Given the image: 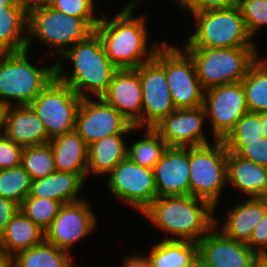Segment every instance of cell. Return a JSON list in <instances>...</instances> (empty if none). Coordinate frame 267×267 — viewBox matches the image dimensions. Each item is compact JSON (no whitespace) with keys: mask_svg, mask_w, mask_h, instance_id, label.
Listing matches in <instances>:
<instances>
[{"mask_svg":"<svg viewBox=\"0 0 267 267\" xmlns=\"http://www.w3.org/2000/svg\"><path fill=\"white\" fill-rule=\"evenodd\" d=\"M90 202L81 200L62 204L50 227L45 231V240L56 247L72 253L71 249L93 234L98 218Z\"/></svg>","mask_w":267,"mask_h":267,"instance_id":"9a60e30c","label":"cell"},{"mask_svg":"<svg viewBox=\"0 0 267 267\" xmlns=\"http://www.w3.org/2000/svg\"><path fill=\"white\" fill-rule=\"evenodd\" d=\"M198 254V242L161 239L144 256L152 267H188Z\"/></svg>","mask_w":267,"mask_h":267,"instance_id":"4316f807","label":"cell"},{"mask_svg":"<svg viewBox=\"0 0 267 267\" xmlns=\"http://www.w3.org/2000/svg\"><path fill=\"white\" fill-rule=\"evenodd\" d=\"M264 138L259 112H247L222 141H255Z\"/></svg>","mask_w":267,"mask_h":267,"instance_id":"8d00e7d4","label":"cell"},{"mask_svg":"<svg viewBox=\"0 0 267 267\" xmlns=\"http://www.w3.org/2000/svg\"><path fill=\"white\" fill-rule=\"evenodd\" d=\"M135 127L114 107L100 98H82L76 114L75 131L88 146L113 134H135Z\"/></svg>","mask_w":267,"mask_h":267,"instance_id":"4fadbf2b","label":"cell"},{"mask_svg":"<svg viewBox=\"0 0 267 267\" xmlns=\"http://www.w3.org/2000/svg\"><path fill=\"white\" fill-rule=\"evenodd\" d=\"M227 151L267 167V138L255 141H223Z\"/></svg>","mask_w":267,"mask_h":267,"instance_id":"d590c367","label":"cell"},{"mask_svg":"<svg viewBox=\"0 0 267 267\" xmlns=\"http://www.w3.org/2000/svg\"><path fill=\"white\" fill-rule=\"evenodd\" d=\"M142 89V128H153L168 116L174 106L164 70V42L149 61L135 69Z\"/></svg>","mask_w":267,"mask_h":267,"instance_id":"7c38bea8","label":"cell"},{"mask_svg":"<svg viewBox=\"0 0 267 267\" xmlns=\"http://www.w3.org/2000/svg\"><path fill=\"white\" fill-rule=\"evenodd\" d=\"M100 19H82L66 15L48 4L28 9L27 49L32 50L35 40L49 47L51 59L59 58L69 47L85 40L99 24Z\"/></svg>","mask_w":267,"mask_h":267,"instance_id":"277c9868","label":"cell"},{"mask_svg":"<svg viewBox=\"0 0 267 267\" xmlns=\"http://www.w3.org/2000/svg\"><path fill=\"white\" fill-rule=\"evenodd\" d=\"M188 267H210L209 264L198 254Z\"/></svg>","mask_w":267,"mask_h":267,"instance_id":"7dc6e473","label":"cell"},{"mask_svg":"<svg viewBox=\"0 0 267 267\" xmlns=\"http://www.w3.org/2000/svg\"><path fill=\"white\" fill-rule=\"evenodd\" d=\"M101 98L135 127L142 128V89L135 69H118Z\"/></svg>","mask_w":267,"mask_h":267,"instance_id":"e0dca14e","label":"cell"},{"mask_svg":"<svg viewBox=\"0 0 267 267\" xmlns=\"http://www.w3.org/2000/svg\"><path fill=\"white\" fill-rule=\"evenodd\" d=\"M140 215L168 234L163 240L199 242L215 225V208L191 195L157 197Z\"/></svg>","mask_w":267,"mask_h":267,"instance_id":"3957f363","label":"cell"},{"mask_svg":"<svg viewBox=\"0 0 267 267\" xmlns=\"http://www.w3.org/2000/svg\"><path fill=\"white\" fill-rule=\"evenodd\" d=\"M259 120L261 122L262 134L267 138V111L259 112Z\"/></svg>","mask_w":267,"mask_h":267,"instance_id":"bcb514c9","label":"cell"},{"mask_svg":"<svg viewBox=\"0 0 267 267\" xmlns=\"http://www.w3.org/2000/svg\"><path fill=\"white\" fill-rule=\"evenodd\" d=\"M183 12H185L196 0H172Z\"/></svg>","mask_w":267,"mask_h":267,"instance_id":"681fc988","label":"cell"},{"mask_svg":"<svg viewBox=\"0 0 267 267\" xmlns=\"http://www.w3.org/2000/svg\"><path fill=\"white\" fill-rule=\"evenodd\" d=\"M185 13L194 19L196 29L181 42L182 48L258 47L238 6Z\"/></svg>","mask_w":267,"mask_h":267,"instance_id":"8992f818","label":"cell"},{"mask_svg":"<svg viewBox=\"0 0 267 267\" xmlns=\"http://www.w3.org/2000/svg\"><path fill=\"white\" fill-rule=\"evenodd\" d=\"M238 7L249 34L257 40L258 31L267 28V0H240Z\"/></svg>","mask_w":267,"mask_h":267,"instance_id":"e575fe53","label":"cell"},{"mask_svg":"<svg viewBox=\"0 0 267 267\" xmlns=\"http://www.w3.org/2000/svg\"><path fill=\"white\" fill-rule=\"evenodd\" d=\"M203 108L213 140H223L236 122L248 112L241 82L215 86L205 90Z\"/></svg>","mask_w":267,"mask_h":267,"instance_id":"5bb4252c","label":"cell"},{"mask_svg":"<svg viewBox=\"0 0 267 267\" xmlns=\"http://www.w3.org/2000/svg\"><path fill=\"white\" fill-rule=\"evenodd\" d=\"M135 12L137 10H119L111 18L102 14L95 27L108 58L118 69H136L152 59L164 42L148 44L150 37L146 16H137Z\"/></svg>","mask_w":267,"mask_h":267,"instance_id":"6da1fadb","label":"cell"},{"mask_svg":"<svg viewBox=\"0 0 267 267\" xmlns=\"http://www.w3.org/2000/svg\"><path fill=\"white\" fill-rule=\"evenodd\" d=\"M85 181L78 175L68 172L55 171L46 177L32 180L27 197L48 198L62 204L83 199L81 192Z\"/></svg>","mask_w":267,"mask_h":267,"instance_id":"cb8c5ba5","label":"cell"},{"mask_svg":"<svg viewBox=\"0 0 267 267\" xmlns=\"http://www.w3.org/2000/svg\"><path fill=\"white\" fill-rule=\"evenodd\" d=\"M153 170L157 197L189 195V147H167Z\"/></svg>","mask_w":267,"mask_h":267,"instance_id":"d6986e66","label":"cell"},{"mask_svg":"<svg viewBox=\"0 0 267 267\" xmlns=\"http://www.w3.org/2000/svg\"><path fill=\"white\" fill-rule=\"evenodd\" d=\"M3 134L23 148L48 143L50 140L43 122L30 105L5 107Z\"/></svg>","mask_w":267,"mask_h":267,"instance_id":"44dd1931","label":"cell"},{"mask_svg":"<svg viewBox=\"0 0 267 267\" xmlns=\"http://www.w3.org/2000/svg\"><path fill=\"white\" fill-rule=\"evenodd\" d=\"M71 254L44 240L18 252L11 258V267H77Z\"/></svg>","mask_w":267,"mask_h":267,"instance_id":"f1b7e54d","label":"cell"},{"mask_svg":"<svg viewBox=\"0 0 267 267\" xmlns=\"http://www.w3.org/2000/svg\"><path fill=\"white\" fill-rule=\"evenodd\" d=\"M61 205V202L48 198L26 197L19 205V209L46 231L58 214Z\"/></svg>","mask_w":267,"mask_h":267,"instance_id":"836d02e7","label":"cell"},{"mask_svg":"<svg viewBox=\"0 0 267 267\" xmlns=\"http://www.w3.org/2000/svg\"><path fill=\"white\" fill-rule=\"evenodd\" d=\"M206 122L203 106L176 109L164 117L153 129L162 137L168 147L200 146L211 142L206 135Z\"/></svg>","mask_w":267,"mask_h":267,"instance_id":"2e32d148","label":"cell"},{"mask_svg":"<svg viewBox=\"0 0 267 267\" xmlns=\"http://www.w3.org/2000/svg\"><path fill=\"white\" fill-rule=\"evenodd\" d=\"M238 0H196L186 11L227 9L238 6Z\"/></svg>","mask_w":267,"mask_h":267,"instance_id":"60d3db41","label":"cell"},{"mask_svg":"<svg viewBox=\"0 0 267 267\" xmlns=\"http://www.w3.org/2000/svg\"><path fill=\"white\" fill-rule=\"evenodd\" d=\"M23 147L15 144L4 134L0 135V169L21 165Z\"/></svg>","mask_w":267,"mask_h":267,"instance_id":"f35d334b","label":"cell"},{"mask_svg":"<svg viewBox=\"0 0 267 267\" xmlns=\"http://www.w3.org/2000/svg\"><path fill=\"white\" fill-rule=\"evenodd\" d=\"M31 181L29 174L21 165L0 169V196L20 205L29 195Z\"/></svg>","mask_w":267,"mask_h":267,"instance_id":"d6a6232c","label":"cell"},{"mask_svg":"<svg viewBox=\"0 0 267 267\" xmlns=\"http://www.w3.org/2000/svg\"><path fill=\"white\" fill-rule=\"evenodd\" d=\"M26 7L22 0H0V8Z\"/></svg>","mask_w":267,"mask_h":267,"instance_id":"ee69618b","label":"cell"},{"mask_svg":"<svg viewBox=\"0 0 267 267\" xmlns=\"http://www.w3.org/2000/svg\"><path fill=\"white\" fill-rule=\"evenodd\" d=\"M252 267H267V260L259 256L253 263Z\"/></svg>","mask_w":267,"mask_h":267,"instance_id":"816d5d0a","label":"cell"},{"mask_svg":"<svg viewBox=\"0 0 267 267\" xmlns=\"http://www.w3.org/2000/svg\"><path fill=\"white\" fill-rule=\"evenodd\" d=\"M106 176L109 192L137 213L141 214L157 198L154 170L137 165L128 156Z\"/></svg>","mask_w":267,"mask_h":267,"instance_id":"8fae6325","label":"cell"},{"mask_svg":"<svg viewBox=\"0 0 267 267\" xmlns=\"http://www.w3.org/2000/svg\"><path fill=\"white\" fill-rule=\"evenodd\" d=\"M95 0H51L49 6L52 8L82 19H100L101 15L96 16V5Z\"/></svg>","mask_w":267,"mask_h":267,"instance_id":"74e56055","label":"cell"},{"mask_svg":"<svg viewBox=\"0 0 267 267\" xmlns=\"http://www.w3.org/2000/svg\"><path fill=\"white\" fill-rule=\"evenodd\" d=\"M82 98L56 76L29 104L43 122L49 139L75 130Z\"/></svg>","mask_w":267,"mask_h":267,"instance_id":"9c48e42d","label":"cell"},{"mask_svg":"<svg viewBox=\"0 0 267 267\" xmlns=\"http://www.w3.org/2000/svg\"><path fill=\"white\" fill-rule=\"evenodd\" d=\"M126 135L128 134H113L88 145V178L92 174L105 177L127 157L128 144L125 141L128 136Z\"/></svg>","mask_w":267,"mask_h":267,"instance_id":"d4e9b609","label":"cell"},{"mask_svg":"<svg viewBox=\"0 0 267 267\" xmlns=\"http://www.w3.org/2000/svg\"><path fill=\"white\" fill-rule=\"evenodd\" d=\"M21 166L31 180H37L56 171L51 146L48 143L24 147Z\"/></svg>","mask_w":267,"mask_h":267,"instance_id":"1f68e13d","label":"cell"},{"mask_svg":"<svg viewBox=\"0 0 267 267\" xmlns=\"http://www.w3.org/2000/svg\"><path fill=\"white\" fill-rule=\"evenodd\" d=\"M266 214L267 197L247 198L228 208L221 225L215 215L214 226L225 236L247 244L255 226Z\"/></svg>","mask_w":267,"mask_h":267,"instance_id":"ffe728a7","label":"cell"},{"mask_svg":"<svg viewBox=\"0 0 267 267\" xmlns=\"http://www.w3.org/2000/svg\"><path fill=\"white\" fill-rule=\"evenodd\" d=\"M247 245L258 255L267 251V214L255 226Z\"/></svg>","mask_w":267,"mask_h":267,"instance_id":"ab89813d","label":"cell"},{"mask_svg":"<svg viewBox=\"0 0 267 267\" xmlns=\"http://www.w3.org/2000/svg\"><path fill=\"white\" fill-rule=\"evenodd\" d=\"M138 253V254H137ZM127 254L123 258L122 265L120 267H152L147 258L140 252Z\"/></svg>","mask_w":267,"mask_h":267,"instance_id":"7bdbcfd3","label":"cell"},{"mask_svg":"<svg viewBox=\"0 0 267 267\" xmlns=\"http://www.w3.org/2000/svg\"><path fill=\"white\" fill-rule=\"evenodd\" d=\"M259 47L183 48L193 59L204 90L241 82L260 55Z\"/></svg>","mask_w":267,"mask_h":267,"instance_id":"52a82bcc","label":"cell"},{"mask_svg":"<svg viewBox=\"0 0 267 267\" xmlns=\"http://www.w3.org/2000/svg\"><path fill=\"white\" fill-rule=\"evenodd\" d=\"M19 210V204L0 196V237L5 232L7 224Z\"/></svg>","mask_w":267,"mask_h":267,"instance_id":"b9f144b4","label":"cell"},{"mask_svg":"<svg viewBox=\"0 0 267 267\" xmlns=\"http://www.w3.org/2000/svg\"><path fill=\"white\" fill-rule=\"evenodd\" d=\"M141 131L144 138L128 145L127 156L139 166L154 169L168 146L153 128H139Z\"/></svg>","mask_w":267,"mask_h":267,"instance_id":"4dcf8cb0","label":"cell"},{"mask_svg":"<svg viewBox=\"0 0 267 267\" xmlns=\"http://www.w3.org/2000/svg\"><path fill=\"white\" fill-rule=\"evenodd\" d=\"M0 267H11V257L0 247Z\"/></svg>","mask_w":267,"mask_h":267,"instance_id":"f6af8a7d","label":"cell"},{"mask_svg":"<svg viewBox=\"0 0 267 267\" xmlns=\"http://www.w3.org/2000/svg\"><path fill=\"white\" fill-rule=\"evenodd\" d=\"M141 1H144V0H132L129 2V4L124 6V8H122L121 10H134V11H136V8H138V6H139L138 4L141 3Z\"/></svg>","mask_w":267,"mask_h":267,"instance_id":"f907efd6","label":"cell"},{"mask_svg":"<svg viewBox=\"0 0 267 267\" xmlns=\"http://www.w3.org/2000/svg\"><path fill=\"white\" fill-rule=\"evenodd\" d=\"M227 184L247 198L267 197V167L228 151Z\"/></svg>","mask_w":267,"mask_h":267,"instance_id":"7402d4cb","label":"cell"},{"mask_svg":"<svg viewBox=\"0 0 267 267\" xmlns=\"http://www.w3.org/2000/svg\"><path fill=\"white\" fill-rule=\"evenodd\" d=\"M56 171L78 174L88 179V146L74 130L49 140Z\"/></svg>","mask_w":267,"mask_h":267,"instance_id":"603a6c76","label":"cell"},{"mask_svg":"<svg viewBox=\"0 0 267 267\" xmlns=\"http://www.w3.org/2000/svg\"><path fill=\"white\" fill-rule=\"evenodd\" d=\"M212 142L189 147V195L209 202L216 214L227 185L228 151L222 140Z\"/></svg>","mask_w":267,"mask_h":267,"instance_id":"ba28073f","label":"cell"},{"mask_svg":"<svg viewBox=\"0 0 267 267\" xmlns=\"http://www.w3.org/2000/svg\"><path fill=\"white\" fill-rule=\"evenodd\" d=\"M164 40V70L176 109L203 106L204 92L191 56L180 46Z\"/></svg>","mask_w":267,"mask_h":267,"instance_id":"30bf717a","label":"cell"},{"mask_svg":"<svg viewBox=\"0 0 267 267\" xmlns=\"http://www.w3.org/2000/svg\"><path fill=\"white\" fill-rule=\"evenodd\" d=\"M248 112L267 111V57L258 58L250 65L241 81Z\"/></svg>","mask_w":267,"mask_h":267,"instance_id":"f546056e","label":"cell"},{"mask_svg":"<svg viewBox=\"0 0 267 267\" xmlns=\"http://www.w3.org/2000/svg\"><path fill=\"white\" fill-rule=\"evenodd\" d=\"M67 60L72 62L71 70L65 65ZM54 63L55 76L81 98L102 97L118 70L108 58L96 32L69 47Z\"/></svg>","mask_w":267,"mask_h":267,"instance_id":"7a4b0ae2","label":"cell"},{"mask_svg":"<svg viewBox=\"0 0 267 267\" xmlns=\"http://www.w3.org/2000/svg\"><path fill=\"white\" fill-rule=\"evenodd\" d=\"M28 8H0V52L27 49Z\"/></svg>","mask_w":267,"mask_h":267,"instance_id":"83f0119b","label":"cell"},{"mask_svg":"<svg viewBox=\"0 0 267 267\" xmlns=\"http://www.w3.org/2000/svg\"><path fill=\"white\" fill-rule=\"evenodd\" d=\"M25 6L29 9L34 6L49 4L51 0H22Z\"/></svg>","mask_w":267,"mask_h":267,"instance_id":"c3c4849f","label":"cell"},{"mask_svg":"<svg viewBox=\"0 0 267 267\" xmlns=\"http://www.w3.org/2000/svg\"><path fill=\"white\" fill-rule=\"evenodd\" d=\"M262 257L267 260V251L262 255Z\"/></svg>","mask_w":267,"mask_h":267,"instance_id":"db71d44e","label":"cell"},{"mask_svg":"<svg viewBox=\"0 0 267 267\" xmlns=\"http://www.w3.org/2000/svg\"><path fill=\"white\" fill-rule=\"evenodd\" d=\"M44 240L45 231L19 209L1 235L0 247L12 258L18 252L36 246Z\"/></svg>","mask_w":267,"mask_h":267,"instance_id":"484cf974","label":"cell"},{"mask_svg":"<svg viewBox=\"0 0 267 267\" xmlns=\"http://www.w3.org/2000/svg\"><path fill=\"white\" fill-rule=\"evenodd\" d=\"M210 267H252L259 257L246 243L225 236L215 226L198 242Z\"/></svg>","mask_w":267,"mask_h":267,"instance_id":"ac0fdd59","label":"cell"},{"mask_svg":"<svg viewBox=\"0 0 267 267\" xmlns=\"http://www.w3.org/2000/svg\"><path fill=\"white\" fill-rule=\"evenodd\" d=\"M4 109L2 105H0V135L3 134V117H4Z\"/></svg>","mask_w":267,"mask_h":267,"instance_id":"f5cc1de1","label":"cell"},{"mask_svg":"<svg viewBox=\"0 0 267 267\" xmlns=\"http://www.w3.org/2000/svg\"><path fill=\"white\" fill-rule=\"evenodd\" d=\"M28 49L0 52V105H29L55 77V63L31 62ZM39 66V67H38Z\"/></svg>","mask_w":267,"mask_h":267,"instance_id":"5b68a950","label":"cell"}]
</instances>
